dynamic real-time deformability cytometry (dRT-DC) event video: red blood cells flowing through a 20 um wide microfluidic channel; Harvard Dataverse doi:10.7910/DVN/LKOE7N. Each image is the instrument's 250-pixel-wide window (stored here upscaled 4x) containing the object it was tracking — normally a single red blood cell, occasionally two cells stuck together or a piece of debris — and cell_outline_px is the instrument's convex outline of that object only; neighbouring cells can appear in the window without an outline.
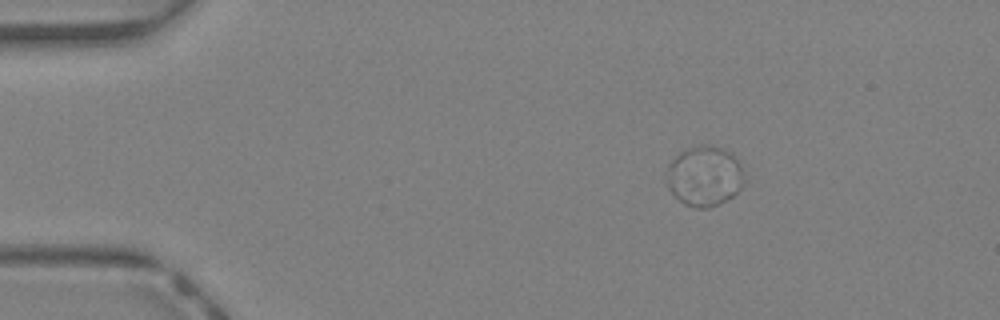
{"species": "Egyptian fruit bat (a non-hibernating species)", "species_latin": "Rousettus aegyptiacus", "temperature_condition": "warm", "stored_images_in_passage": 38, "camera_frame_rate_fps": 3000, "um_per_image_px": 0.085, "animal": {"sex": "female"}, "frame": {"image": 1, "passage_image": 1, "time_ms": 0.0, "image_size_px": [1000, 320], "cell_outline_px": [[744, 184], [732, 196], [708, 208], [696, 208], [684, 204], [668, 188], [664, 180], [664, 176], [668, 164], [680, 152], [688, 148], [700, 144], [708, 144], [720, 148], [728, 152], [740, 164], [744, 172]], "centroid_in_image_um": [59.83, 14.96], "position_along_channel_um": 25.2, "area_um2": 27.22}}
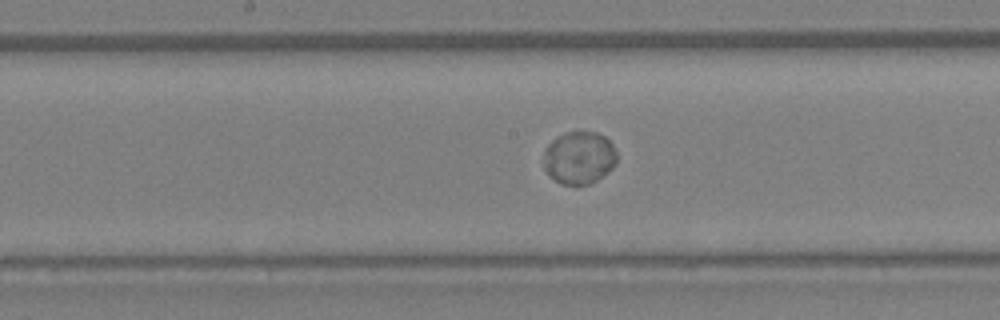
{"frame": {"image": 2, "passage_image": 17, "time_ms": 5.333, "image_size_px": [1000, 320], "cell_outline_px": [[616, 164], [612, 168], [596, 180], [588, 184], [576, 188], [560, 184], [548, 176], [544, 168], [544, 148], [556, 136], [564, 132], [596, 132], [604, 136], [612, 144], [616, 152]], "centroid_in_image_um": [49.18, 13.44], "position_along_channel_um": 199.0, "area_um2": 22.95}}
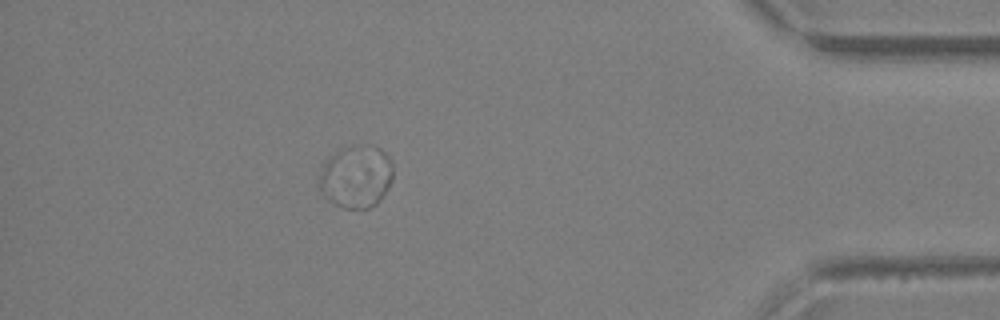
{"frame": {"image": 3, "passage_image": 33, "time_ms": 10.667, "image_size_px": [1000, 320], "cell_outline_px": [[392, 180], [388, 188], [380, 200], [376, 204], [368, 208], [344, 208], [328, 200], [324, 196], [316, 180], [320, 168], [324, 160], [328, 156], [344, 148], [356, 144], [372, 144], [380, 148], [392, 160]], "centroid_in_image_um": [30.24, 14.98], "position_along_channel_um": 405.0, "area_um2": 27.51}, "authors_computed_cell_mechanics": {"area_um2": 24.2471, "velocity_mm_per_s": 4.6736, "shape_relaxation_time_tau1_ms": 1.3085, "shape_relaxation_time_tau2_ms": null, "deformation_change_tau1": 0.0241, "deformation_change_tau2": null}}